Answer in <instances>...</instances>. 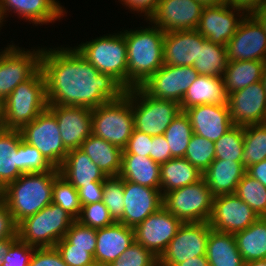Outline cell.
Segmentation results:
<instances>
[{
    "mask_svg": "<svg viewBox=\"0 0 266 266\" xmlns=\"http://www.w3.org/2000/svg\"><path fill=\"white\" fill-rule=\"evenodd\" d=\"M40 69L48 104L94 109L125 93L115 79L100 73L75 47H44Z\"/></svg>",
    "mask_w": 266,
    "mask_h": 266,
    "instance_id": "cell-1",
    "label": "cell"
},
{
    "mask_svg": "<svg viewBox=\"0 0 266 266\" xmlns=\"http://www.w3.org/2000/svg\"><path fill=\"white\" fill-rule=\"evenodd\" d=\"M140 29H124L127 46V90L141 86L164 65L165 32L148 22Z\"/></svg>",
    "mask_w": 266,
    "mask_h": 266,
    "instance_id": "cell-2",
    "label": "cell"
},
{
    "mask_svg": "<svg viewBox=\"0 0 266 266\" xmlns=\"http://www.w3.org/2000/svg\"><path fill=\"white\" fill-rule=\"evenodd\" d=\"M57 168L47 172L25 173L5 186L4 203L18 224L52 203Z\"/></svg>",
    "mask_w": 266,
    "mask_h": 266,
    "instance_id": "cell-3",
    "label": "cell"
},
{
    "mask_svg": "<svg viewBox=\"0 0 266 266\" xmlns=\"http://www.w3.org/2000/svg\"><path fill=\"white\" fill-rule=\"evenodd\" d=\"M47 108L46 81L39 69L4 100V129L21 130Z\"/></svg>",
    "mask_w": 266,
    "mask_h": 266,
    "instance_id": "cell-4",
    "label": "cell"
},
{
    "mask_svg": "<svg viewBox=\"0 0 266 266\" xmlns=\"http://www.w3.org/2000/svg\"><path fill=\"white\" fill-rule=\"evenodd\" d=\"M100 73L108 74L127 90V46L124 30L74 46Z\"/></svg>",
    "mask_w": 266,
    "mask_h": 266,
    "instance_id": "cell-5",
    "label": "cell"
},
{
    "mask_svg": "<svg viewBox=\"0 0 266 266\" xmlns=\"http://www.w3.org/2000/svg\"><path fill=\"white\" fill-rule=\"evenodd\" d=\"M75 219L60 206L51 203L18 223L17 236L36 248L54 247L64 238Z\"/></svg>",
    "mask_w": 266,
    "mask_h": 266,
    "instance_id": "cell-6",
    "label": "cell"
},
{
    "mask_svg": "<svg viewBox=\"0 0 266 266\" xmlns=\"http://www.w3.org/2000/svg\"><path fill=\"white\" fill-rule=\"evenodd\" d=\"M91 113L92 134L123 150L134 129L131 89L125 90L118 100L92 109Z\"/></svg>",
    "mask_w": 266,
    "mask_h": 266,
    "instance_id": "cell-7",
    "label": "cell"
},
{
    "mask_svg": "<svg viewBox=\"0 0 266 266\" xmlns=\"http://www.w3.org/2000/svg\"><path fill=\"white\" fill-rule=\"evenodd\" d=\"M131 103L134 129L152 137L164 135L167 127L181 112L178 102L152 97L140 86L131 89Z\"/></svg>",
    "mask_w": 266,
    "mask_h": 266,
    "instance_id": "cell-8",
    "label": "cell"
},
{
    "mask_svg": "<svg viewBox=\"0 0 266 266\" xmlns=\"http://www.w3.org/2000/svg\"><path fill=\"white\" fill-rule=\"evenodd\" d=\"M212 206L213 196L203 178L163 195V207L183 223L209 222Z\"/></svg>",
    "mask_w": 266,
    "mask_h": 266,
    "instance_id": "cell-9",
    "label": "cell"
},
{
    "mask_svg": "<svg viewBox=\"0 0 266 266\" xmlns=\"http://www.w3.org/2000/svg\"><path fill=\"white\" fill-rule=\"evenodd\" d=\"M0 49V99L5 100L21 83L39 69L43 47L25 49L12 43ZM26 50V51H25ZM32 50V51H31Z\"/></svg>",
    "mask_w": 266,
    "mask_h": 266,
    "instance_id": "cell-10",
    "label": "cell"
},
{
    "mask_svg": "<svg viewBox=\"0 0 266 266\" xmlns=\"http://www.w3.org/2000/svg\"><path fill=\"white\" fill-rule=\"evenodd\" d=\"M22 139L37 148L55 168L65 160L68 150L64 147L55 115L47 108L21 130Z\"/></svg>",
    "mask_w": 266,
    "mask_h": 266,
    "instance_id": "cell-11",
    "label": "cell"
},
{
    "mask_svg": "<svg viewBox=\"0 0 266 266\" xmlns=\"http://www.w3.org/2000/svg\"><path fill=\"white\" fill-rule=\"evenodd\" d=\"M198 75L193 66L164 64L140 87L152 97L172 100L180 104L189 86Z\"/></svg>",
    "mask_w": 266,
    "mask_h": 266,
    "instance_id": "cell-12",
    "label": "cell"
},
{
    "mask_svg": "<svg viewBox=\"0 0 266 266\" xmlns=\"http://www.w3.org/2000/svg\"><path fill=\"white\" fill-rule=\"evenodd\" d=\"M211 229L208 222L183 223L159 258L168 266H175L189 258L206 255Z\"/></svg>",
    "mask_w": 266,
    "mask_h": 266,
    "instance_id": "cell-13",
    "label": "cell"
},
{
    "mask_svg": "<svg viewBox=\"0 0 266 266\" xmlns=\"http://www.w3.org/2000/svg\"><path fill=\"white\" fill-rule=\"evenodd\" d=\"M203 8L197 0H160L146 22L164 32L195 30Z\"/></svg>",
    "mask_w": 266,
    "mask_h": 266,
    "instance_id": "cell-14",
    "label": "cell"
},
{
    "mask_svg": "<svg viewBox=\"0 0 266 266\" xmlns=\"http://www.w3.org/2000/svg\"><path fill=\"white\" fill-rule=\"evenodd\" d=\"M226 52L229 62L266 61V32L251 14L240 21L236 33L227 42Z\"/></svg>",
    "mask_w": 266,
    "mask_h": 266,
    "instance_id": "cell-15",
    "label": "cell"
},
{
    "mask_svg": "<svg viewBox=\"0 0 266 266\" xmlns=\"http://www.w3.org/2000/svg\"><path fill=\"white\" fill-rule=\"evenodd\" d=\"M182 224L180 219L161 207L134 228L135 241L159 258Z\"/></svg>",
    "mask_w": 266,
    "mask_h": 266,
    "instance_id": "cell-16",
    "label": "cell"
},
{
    "mask_svg": "<svg viewBox=\"0 0 266 266\" xmlns=\"http://www.w3.org/2000/svg\"><path fill=\"white\" fill-rule=\"evenodd\" d=\"M259 216L236 194L213 197L212 214L209 225L213 230L236 233L245 230Z\"/></svg>",
    "mask_w": 266,
    "mask_h": 266,
    "instance_id": "cell-17",
    "label": "cell"
},
{
    "mask_svg": "<svg viewBox=\"0 0 266 266\" xmlns=\"http://www.w3.org/2000/svg\"><path fill=\"white\" fill-rule=\"evenodd\" d=\"M245 15L228 4L204 6L196 30L207 40L226 47Z\"/></svg>",
    "mask_w": 266,
    "mask_h": 266,
    "instance_id": "cell-18",
    "label": "cell"
},
{
    "mask_svg": "<svg viewBox=\"0 0 266 266\" xmlns=\"http://www.w3.org/2000/svg\"><path fill=\"white\" fill-rule=\"evenodd\" d=\"M233 125L248 126L266 123V91L262 81L250 84L228 95Z\"/></svg>",
    "mask_w": 266,
    "mask_h": 266,
    "instance_id": "cell-19",
    "label": "cell"
},
{
    "mask_svg": "<svg viewBox=\"0 0 266 266\" xmlns=\"http://www.w3.org/2000/svg\"><path fill=\"white\" fill-rule=\"evenodd\" d=\"M48 109L57 119L62 143L68 151L80 148L92 134V109L53 104H48Z\"/></svg>",
    "mask_w": 266,
    "mask_h": 266,
    "instance_id": "cell-20",
    "label": "cell"
},
{
    "mask_svg": "<svg viewBox=\"0 0 266 266\" xmlns=\"http://www.w3.org/2000/svg\"><path fill=\"white\" fill-rule=\"evenodd\" d=\"M124 203L123 216L117 222L135 228L163 207V196L160 189L124 180Z\"/></svg>",
    "mask_w": 266,
    "mask_h": 266,
    "instance_id": "cell-21",
    "label": "cell"
},
{
    "mask_svg": "<svg viewBox=\"0 0 266 266\" xmlns=\"http://www.w3.org/2000/svg\"><path fill=\"white\" fill-rule=\"evenodd\" d=\"M59 2L58 0H0V30L10 13L17 14L19 20L22 18L33 26L59 21L68 13Z\"/></svg>",
    "mask_w": 266,
    "mask_h": 266,
    "instance_id": "cell-22",
    "label": "cell"
},
{
    "mask_svg": "<svg viewBox=\"0 0 266 266\" xmlns=\"http://www.w3.org/2000/svg\"><path fill=\"white\" fill-rule=\"evenodd\" d=\"M193 133L207 140L216 142L234 125L228 104H203L185 110Z\"/></svg>",
    "mask_w": 266,
    "mask_h": 266,
    "instance_id": "cell-23",
    "label": "cell"
},
{
    "mask_svg": "<svg viewBox=\"0 0 266 266\" xmlns=\"http://www.w3.org/2000/svg\"><path fill=\"white\" fill-rule=\"evenodd\" d=\"M206 40L196 29L165 32L164 64L193 66L197 62L199 46Z\"/></svg>",
    "mask_w": 266,
    "mask_h": 266,
    "instance_id": "cell-24",
    "label": "cell"
},
{
    "mask_svg": "<svg viewBox=\"0 0 266 266\" xmlns=\"http://www.w3.org/2000/svg\"><path fill=\"white\" fill-rule=\"evenodd\" d=\"M135 241L134 228L128 227L120 222L97 229L96 250L94 261L100 266H108L119 259L124 252Z\"/></svg>",
    "mask_w": 266,
    "mask_h": 266,
    "instance_id": "cell-25",
    "label": "cell"
},
{
    "mask_svg": "<svg viewBox=\"0 0 266 266\" xmlns=\"http://www.w3.org/2000/svg\"><path fill=\"white\" fill-rule=\"evenodd\" d=\"M246 172L243 162L214 159L203 172V179L213 197L235 194L237 185Z\"/></svg>",
    "mask_w": 266,
    "mask_h": 266,
    "instance_id": "cell-26",
    "label": "cell"
},
{
    "mask_svg": "<svg viewBox=\"0 0 266 266\" xmlns=\"http://www.w3.org/2000/svg\"><path fill=\"white\" fill-rule=\"evenodd\" d=\"M58 170L76 189L90 183H103L107 178L99 166L95 165L80 148L69 150Z\"/></svg>",
    "mask_w": 266,
    "mask_h": 266,
    "instance_id": "cell-27",
    "label": "cell"
},
{
    "mask_svg": "<svg viewBox=\"0 0 266 266\" xmlns=\"http://www.w3.org/2000/svg\"><path fill=\"white\" fill-rule=\"evenodd\" d=\"M203 104H228L222 77L198 75L189 86L181 103V111Z\"/></svg>",
    "mask_w": 266,
    "mask_h": 266,
    "instance_id": "cell-28",
    "label": "cell"
},
{
    "mask_svg": "<svg viewBox=\"0 0 266 266\" xmlns=\"http://www.w3.org/2000/svg\"><path fill=\"white\" fill-rule=\"evenodd\" d=\"M80 149L99 166L106 177L119 175L123 152L120 147L91 134L82 142Z\"/></svg>",
    "mask_w": 266,
    "mask_h": 266,
    "instance_id": "cell-29",
    "label": "cell"
},
{
    "mask_svg": "<svg viewBox=\"0 0 266 266\" xmlns=\"http://www.w3.org/2000/svg\"><path fill=\"white\" fill-rule=\"evenodd\" d=\"M160 164L150 157L122 154L119 177L149 188L160 189Z\"/></svg>",
    "mask_w": 266,
    "mask_h": 266,
    "instance_id": "cell-30",
    "label": "cell"
},
{
    "mask_svg": "<svg viewBox=\"0 0 266 266\" xmlns=\"http://www.w3.org/2000/svg\"><path fill=\"white\" fill-rule=\"evenodd\" d=\"M209 266H244L234 234L211 229L206 247Z\"/></svg>",
    "mask_w": 266,
    "mask_h": 266,
    "instance_id": "cell-31",
    "label": "cell"
},
{
    "mask_svg": "<svg viewBox=\"0 0 266 266\" xmlns=\"http://www.w3.org/2000/svg\"><path fill=\"white\" fill-rule=\"evenodd\" d=\"M160 191L162 196L172 190L191 185L203 174L185 158H172L160 164Z\"/></svg>",
    "mask_w": 266,
    "mask_h": 266,
    "instance_id": "cell-32",
    "label": "cell"
},
{
    "mask_svg": "<svg viewBox=\"0 0 266 266\" xmlns=\"http://www.w3.org/2000/svg\"><path fill=\"white\" fill-rule=\"evenodd\" d=\"M244 262L266 259V217H259L245 230L234 233Z\"/></svg>",
    "mask_w": 266,
    "mask_h": 266,
    "instance_id": "cell-33",
    "label": "cell"
},
{
    "mask_svg": "<svg viewBox=\"0 0 266 266\" xmlns=\"http://www.w3.org/2000/svg\"><path fill=\"white\" fill-rule=\"evenodd\" d=\"M21 139L20 130L0 129V182L4 187L23 174L18 169L17 155Z\"/></svg>",
    "mask_w": 266,
    "mask_h": 266,
    "instance_id": "cell-34",
    "label": "cell"
},
{
    "mask_svg": "<svg viewBox=\"0 0 266 266\" xmlns=\"http://www.w3.org/2000/svg\"><path fill=\"white\" fill-rule=\"evenodd\" d=\"M265 61H232L228 63L222 76L224 88L229 95L250 84L262 81Z\"/></svg>",
    "mask_w": 266,
    "mask_h": 266,
    "instance_id": "cell-35",
    "label": "cell"
},
{
    "mask_svg": "<svg viewBox=\"0 0 266 266\" xmlns=\"http://www.w3.org/2000/svg\"><path fill=\"white\" fill-rule=\"evenodd\" d=\"M228 63L226 47L206 39L199 46L198 59L193 68L199 75L222 77Z\"/></svg>",
    "mask_w": 266,
    "mask_h": 266,
    "instance_id": "cell-36",
    "label": "cell"
},
{
    "mask_svg": "<svg viewBox=\"0 0 266 266\" xmlns=\"http://www.w3.org/2000/svg\"><path fill=\"white\" fill-rule=\"evenodd\" d=\"M192 134L188 115L185 111L179 112L164 132L172 158H184Z\"/></svg>",
    "mask_w": 266,
    "mask_h": 266,
    "instance_id": "cell-37",
    "label": "cell"
},
{
    "mask_svg": "<svg viewBox=\"0 0 266 266\" xmlns=\"http://www.w3.org/2000/svg\"><path fill=\"white\" fill-rule=\"evenodd\" d=\"M243 164L249 166L266 159V123L244 127Z\"/></svg>",
    "mask_w": 266,
    "mask_h": 266,
    "instance_id": "cell-38",
    "label": "cell"
},
{
    "mask_svg": "<svg viewBox=\"0 0 266 266\" xmlns=\"http://www.w3.org/2000/svg\"><path fill=\"white\" fill-rule=\"evenodd\" d=\"M235 194L259 217H266V187L247 173L238 183Z\"/></svg>",
    "mask_w": 266,
    "mask_h": 266,
    "instance_id": "cell-39",
    "label": "cell"
},
{
    "mask_svg": "<svg viewBox=\"0 0 266 266\" xmlns=\"http://www.w3.org/2000/svg\"><path fill=\"white\" fill-rule=\"evenodd\" d=\"M244 127L234 125L214 142L215 159L243 162Z\"/></svg>",
    "mask_w": 266,
    "mask_h": 266,
    "instance_id": "cell-40",
    "label": "cell"
},
{
    "mask_svg": "<svg viewBox=\"0 0 266 266\" xmlns=\"http://www.w3.org/2000/svg\"><path fill=\"white\" fill-rule=\"evenodd\" d=\"M52 194V203L77 220L81 213L78 190L60 174L55 178Z\"/></svg>",
    "mask_w": 266,
    "mask_h": 266,
    "instance_id": "cell-41",
    "label": "cell"
},
{
    "mask_svg": "<svg viewBox=\"0 0 266 266\" xmlns=\"http://www.w3.org/2000/svg\"><path fill=\"white\" fill-rule=\"evenodd\" d=\"M214 142L192 134L184 158L202 174L215 159Z\"/></svg>",
    "mask_w": 266,
    "mask_h": 266,
    "instance_id": "cell-42",
    "label": "cell"
},
{
    "mask_svg": "<svg viewBox=\"0 0 266 266\" xmlns=\"http://www.w3.org/2000/svg\"><path fill=\"white\" fill-rule=\"evenodd\" d=\"M102 202L117 222L124 213V180L119 177H107L103 181Z\"/></svg>",
    "mask_w": 266,
    "mask_h": 266,
    "instance_id": "cell-43",
    "label": "cell"
},
{
    "mask_svg": "<svg viewBox=\"0 0 266 266\" xmlns=\"http://www.w3.org/2000/svg\"><path fill=\"white\" fill-rule=\"evenodd\" d=\"M18 169L23 173L47 172L54 167L44 158L42 153L21 139L17 146Z\"/></svg>",
    "mask_w": 266,
    "mask_h": 266,
    "instance_id": "cell-44",
    "label": "cell"
},
{
    "mask_svg": "<svg viewBox=\"0 0 266 266\" xmlns=\"http://www.w3.org/2000/svg\"><path fill=\"white\" fill-rule=\"evenodd\" d=\"M77 221L93 229L104 228L116 222L102 201L83 205Z\"/></svg>",
    "mask_w": 266,
    "mask_h": 266,
    "instance_id": "cell-45",
    "label": "cell"
},
{
    "mask_svg": "<svg viewBox=\"0 0 266 266\" xmlns=\"http://www.w3.org/2000/svg\"><path fill=\"white\" fill-rule=\"evenodd\" d=\"M54 247L68 266H88L95 263L96 248H72V244L65 238L57 242Z\"/></svg>",
    "mask_w": 266,
    "mask_h": 266,
    "instance_id": "cell-46",
    "label": "cell"
},
{
    "mask_svg": "<svg viewBox=\"0 0 266 266\" xmlns=\"http://www.w3.org/2000/svg\"><path fill=\"white\" fill-rule=\"evenodd\" d=\"M156 258L151 251L134 241L120 254L119 259L108 266H150Z\"/></svg>",
    "mask_w": 266,
    "mask_h": 266,
    "instance_id": "cell-47",
    "label": "cell"
},
{
    "mask_svg": "<svg viewBox=\"0 0 266 266\" xmlns=\"http://www.w3.org/2000/svg\"><path fill=\"white\" fill-rule=\"evenodd\" d=\"M96 233L97 229L82 225L75 220L64 238L72 244V248H96Z\"/></svg>",
    "mask_w": 266,
    "mask_h": 266,
    "instance_id": "cell-48",
    "label": "cell"
},
{
    "mask_svg": "<svg viewBox=\"0 0 266 266\" xmlns=\"http://www.w3.org/2000/svg\"><path fill=\"white\" fill-rule=\"evenodd\" d=\"M35 248L17 239L4 255L2 266H28Z\"/></svg>",
    "mask_w": 266,
    "mask_h": 266,
    "instance_id": "cell-49",
    "label": "cell"
},
{
    "mask_svg": "<svg viewBox=\"0 0 266 266\" xmlns=\"http://www.w3.org/2000/svg\"><path fill=\"white\" fill-rule=\"evenodd\" d=\"M152 136L133 129L131 137L128 139L122 154H135L149 157L151 153Z\"/></svg>",
    "mask_w": 266,
    "mask_h": 266,
    "instance_id": "cell-50",
    "label": "cell"
},
{
    "mask_svg": "<svg viewBox=\"0 0 266 266\" xmlns=\"http://www.w3.org/2000/svg\"><path fill=\"white\" fill-rule=\"evenodd\" d=\"M28 266H68L55 247L35 248Z\"/></svg>",
    "mask_w": 266,
    "mask_h": 266,
    "instance_id": "cell-51",
    "label": "cell"
},
{
    "mask_svg": "<svg viewBox=\"0 0 266 266\" xmlns=\"http://www.w3.org/2000/svg\"><path fill=\"white\" fill-rule=\"evenodd\" d=\"M17 226L8 206L4 202L0 203V241L18 237Z\"/></svg>",
    "mask_w": 266,
    "mask_h": 266,
    "instance_id": "cell-52",
    "label": "cell"
},
{
    "mask_svg": "<svg viewBox=\"0 0 266 266\" xmlns=\"http://www.w3.org/2000/svg\"><path fill=\"white\" fill-rule=\"evenodd\" d=\"M149 157L158 164L172 159L169 144L164 135L153 136L151 142V153Z\"/></svg>",
    "mask_w": 266,
    "mask_h": 266,
    "instance_id": "cell-53",
    "label": "cell"
},
{
    "mask_svg": "<svg viewBox=\"0 0 266 266\" xmlns=\"http://www.w3.org/2000/svg\"><path fill=\"white\" fill-rule=\"evenodd\" d=\"M79 202L81 207L86 204L101 202L103 198V183H90L79 187Z\"/></svg>",
    "mask_w": 266,
    "mask_h": 266,
    "instance_id": "cell-54",
    "label": "cell"
},
{
    "mask_svg": "<svg viewBox=\"0 0 266 266\" xmlns=\"http://www.w3.org/2000/svg\"><path fill=\"white\" fill-rule=\"evenodd\" d=\"M119 1L121 2L120 4L128 10L131 12L133 11V14L137 12L136 14L139 15V17L143 14L141 17L144 16L145 21L154 12L160 0H118V2Z\"/></svg>",
    "mask_w": 266,
    "mask_h": 266,
    "instance_id": "cell-55",
    "label": "cell"
},
{
    "mask_svg": "<svg viewBox=\"0 0 266 266\" xmlns=\"http://www.w3.org/2000/svg\"><path fill=\"white\" fill-rule=\"evenodd\" d=\"M227 4L251 14L266 4V0H227Z\"/></svg>",
    "mask_w": 266,
    "mask_h": 266,
    "instance_id": "cell-56",
    "label": "cell"
},
{
    "mask_svg": "<svg viewBox=\"0 0 266 266\" xmlns=\"http://www.w3.org/2000/svg\"><path fill=\"white\" fill-rule=\"evenodd\" d=\"M246 173L266 187V159L249 166Z\"/></svg>",
    "mask_w": 266,
    "mask_h": 266,
    "instance_id": "cell-57",
    "label": "cell"
},
{
    "mask_svg": "<svg viewBox=\"0 0 266 266\" xmlns=\"http://www.w3.org/2000/svg\"><path fill=\"white\" fill-rule=\"evenodd\" d=\"M175 266H209V262L206 255H204L189 258L182 263L176 264Z\"/></svg>",
    "mask_w": 266,
    "mask_h": 266,
    "instance_id": "cell-58",
    "label": "cell"
},
{
    "mask_svg": "<svg viewBox=\"0 0 266 266\" xmlns=\"http://www.w3.org/2000/svg\"><path fill=\"white\" fill-rule=\"evenodd\" d=\"M251 15L259 22L266 32V4L261 8L254 10Z\"/></svg>",
    "mask_w": 266,
    "mask_h": 266,
    "instance_id": "cell-59",
    "label": "cell"
},
{
    "mask_svg": "<svg viewBox=\"0 0 266 266\" xmlns=\"http://www.w3.org/2000/svg\"><path fill=\"white\" fill-rule=\"evenodd\" d=\"M18 239V237H13L0 241V266L3 264L4 255L8 252L11 245Z\"/></svg>",
    "mask_w": 266,
    "mask_h": 266,
    "instance_id": "cell-60",
    "label": "cell"
},
{
    "mask_svg": "<svg viewBox=\"0 0 266 266\" xmlns=\"http://www.w3.org/2000/svg\"><path fill=\"white\" fill-rule=\"evenodd\" d=\"M201 2L204 6H217L222 4H227V0H197Z\"/></svg>",
    "mask_w": 266,
    "mask_h": 266,
    "instance_id": "cell-61",
    "label": "cell"
},
{
    "mask_svg": "<svg viewBox=\"0 0 266 266\" xmlns=\"http://www.w3.org/2000/svg\"><path fill=\"white\" fill-rule=\"evenodd\" d=\"M244 266H266V259L249 261Z\"/></svg>",
    "mask_w": 266,
    "mask_h": 266,
    "instance_id": "cell-62",
    "label": "cell"
},
{
    "mask_svg": "<svg viewBox=\"0 0 266 266\" xmlns=\"http://www.w3.org/2000/svg\"><path fill=\"white\" fill-rule=\"evenodd\" d=\"M4 128V101L0 99V129Z\"/></svg>",
    "mask_w": 266,
    "mask_h": 266,
    "instance_id": "cell-63",
    "label": "cell"
},
{
    "mask_svg": "<svg viewBox=\"0 0 266 266\" xmlns=\"http://www.w3.org/2000/svg\"><path fill=\"white\" fill-rule=\"evenodd\" d=\"M150 266H168L164 263L160 258H156V260Z\"/></svg>",
    "mask_w": 266,
    "mask_h": 266,
    "instance_id": "cell-64",
    "label": "cell"
},
{
    "mask_svg": "<svg viewBox=\"0 0 266 266\" xmlns=\"http://www.w3.org/2000/svg\"><path fill=\"white\" fill-rule=\"evenodd\" d=\"M4 192H5V187L0 182V203L4 202Z\"/></svg>",
    "mask_w": 266,
    "mask_h": 266,
    "instance_id": "cell-65",
    "label": "cell"
},
{
    "mask_svg": "<svg viewBox=\"0 0 266 266\" xmlns=\"http://www.w3.org/2000/svg\"><path fill=\"white\" fill-rule=\"evenodd\" d=\"M262 82L266 91V61L264 63L263 73H262Z\"/></svg>",
    "mask_w": 266,
    "mask_h": 266,
    "instance_id": "cell-66",
    "label": "cell"
},
{
    "mask_svg": "<svg viewBox=\"0 0 266 266\" xmlns=\"http://www.w3.org/2000/svg\"><path fill=\"white\" fill-rule=\"evenodd\" d=\"M88 266H100V265H98L97 263H94V264H91V265H88Z\"/></svg>",
    "mask_w": 266,
    "mask_h": 266,
    "instance_id": "cell-67",
    "label": "cell"
}]
</instances>
